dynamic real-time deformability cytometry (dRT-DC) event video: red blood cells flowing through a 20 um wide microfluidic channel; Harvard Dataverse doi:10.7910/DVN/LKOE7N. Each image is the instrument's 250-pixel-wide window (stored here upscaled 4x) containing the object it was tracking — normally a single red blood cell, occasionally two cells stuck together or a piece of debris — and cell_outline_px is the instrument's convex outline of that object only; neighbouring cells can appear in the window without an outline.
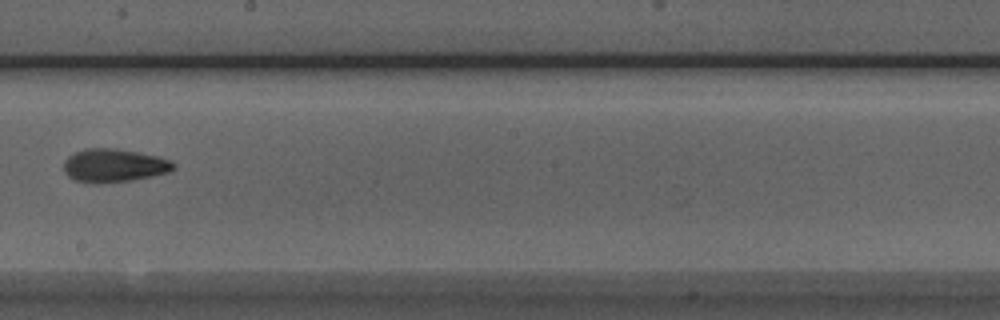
{"species": "Egyptian fruit bat (a non-hibernating species)", "species_latin": "Rousettus aegyptiacus", "temperature_condition": "room temperature", "stored_images_in_passage": 10, "camera_frame_rate_fps": 3000, "um_per_image_px": 0.085, "animal": {"sex": "male"}, "frame": {"image": 1, "passage_image": 9, "time_ms": 2.667, "image_size_px": [1000, 320], "cell_outline_px": [[176, 168], [168, 172], [152, 176], [128, 180], [100, 184], [96, 184], [76, 180], [68, 176], [64, 172], [64, 160], [68, 156], [84, 148], [116, 148], [156, 156], [172, 160], [176, 164]], "centroid_in_image_um": [9.68, 14.06], "position_along_channel_um": 238.5, "area_um2": 21.33}}
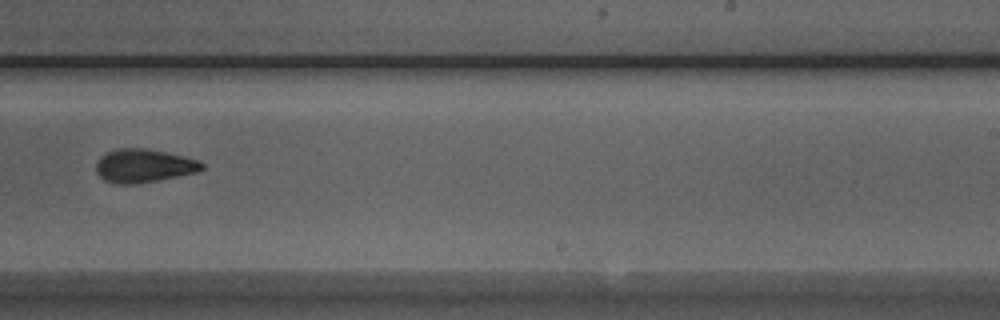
{"frame": {"image": 2, "passage_image": 10, "time_ms": 3.0, "image_size_px": [1000, 320], "cell_outline_px": [[204, 168], [196, 172], [136, 184], [116, 184], [104, 180], [96, 172], [96, 160], [100, 156], [116, 148], [144, 148], [184, 156], [200, 160], [204, 164]], "centroid_in_image_um": [12.19, 14.08], "position_along_channel_um": 276.8, "area_um2": 20.58}}